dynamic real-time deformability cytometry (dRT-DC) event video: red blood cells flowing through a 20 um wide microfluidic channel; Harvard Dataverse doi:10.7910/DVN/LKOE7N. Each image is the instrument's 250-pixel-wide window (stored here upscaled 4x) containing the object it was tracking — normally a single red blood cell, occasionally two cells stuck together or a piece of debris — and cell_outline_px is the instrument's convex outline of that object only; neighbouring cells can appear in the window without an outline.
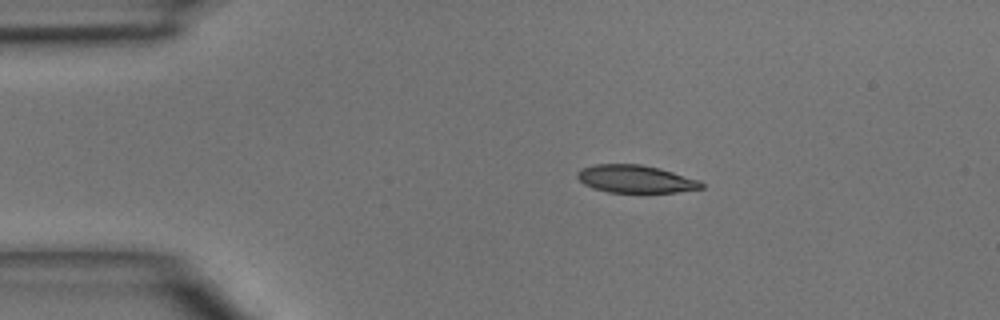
{"species": "common noctule bat (a hibernating species)", "species_latin": "Nyctalus noctula", "temperature_condition": "room temperature", "stored_images_in_passage": 3, "camera_frame_rate_fps": 3000, "um_per_image_px": 0.085, "animal": {"sex": "male", "body_mass_g": 15.6}, "frame": {"image": 1, "passage_image": 2, "time_ms": 1.333, "image_size_px": [1000, 320], "cell_outline_px": [[704, 188], [676, 192], [644, 196], [608, 192], [592, 188], [584, 184], [576, 176], [576, 172], [580, 168], [596, 164], [640, 164], [660, 168], [700, 180], [704, 184]], "centroid_in_image_um": [54.04, 15.26], "position_along_channel_um": 31.0, "area_um2": 21.1}}